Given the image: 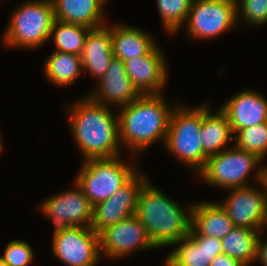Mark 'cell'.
Here are the masks:
<instances>
[{
	"instance_id": "obj_26",
	"label": "cell",
	"mask_w": 267,
	"mask_h": 266,
	"mask_svg": "<svg viewBox=\"0 0 267 266\" xmlns=\"http://www.w3.org/2000/svg\"><path fill=\"white\" fill-rule=\"evenodd\" d=\"M193 0H157L163 28L174 35L185 24ZM181 27V28H180Z\"/></svg>"
},
{
	"instance_id": "obj_33",
	"label": "cell",
	"mask_w": 267,
	"mask_h": 266,
	"mask_svg": "<svg viewBox=\"0 0 267 266\" xmlns=\"http://www.w3.org/2000/svg\"><path fill=\"white\" fill-rule=\"evenodd\" d=\"M0 266H8V265L0 258Z\"/></svg>"
},
{
	"instance_id": "obj_12",
	"label": "cell",
	"mask_w": 267,
	"mask_h": 266,
	"mask_svg": "<svg viewBox=\"0 0 267 266\" xmlns=\"http://www.w3.org/2000/svg\"><path fill=\"white\" fill-rule=\"evenodd\" d=\"M137 172L110 198L93 206L91 229L99 234L106 227L135 215L139 192L147 177Z\"/></svg>"
},
{
	"instance_id": "obj_9",
	"label": "cell",
	"mask_w": 267,
	"mask_h": 266,
	"mask_svg": "<svg viewBox=\"0 0 267 266\" xmlns=\"http://www.w3.org/2000/svg\"><path fill=\"white\" fill-rule=\"evenodd\" d=\"M74 189L52 195L37 207L46 217L52 219L55 225L53 236L70 227L92 225L93 205L76 182Z\"/></svg>"
},
{
	"instance_id": "obj_4",
	"label": "cell",
	"mask_w": 267,
	"mask_h": 266,
	"mask_svg": "<svg viewBox=\"0 0 267 266\" xmlns=\"http://www.w3.org/2000/svg\"><path fill=\"white\" fill-rule=\"evenodd\" d=\"M203 123V104L195 108L179 104L173 108L164 147L174 157L198 174L208 159L203 152L200 133Z\"/></svg>"
},
{
	"instance_id": "obj_30",
	"label": "cell",
	"mask_w": 267,
	"mask_h": 266,
	"mask_svg": "<svg viewBox=\"0 0 267 266\" xmlns=\"http://www.w3.org/2000/svg\"><path fill=\"white\" fill-rule=\"evenodd\" d=\"M210 266H246L238 259L232 258L225 253L216 256L211 262Z\"/></svg>"
},
{
	"instance_id": "obj_20",
	"label": "cell",
	"mask_w": 267,
	"mask_h": 266,
	"mask_svg": "<svg viewBox=\"0 0 267 266\" xmlns=\"http://www.w3.org/2000/svg\"><path fill=\"white\" fill-rule=\"evenodd\" d=\"M55 19L91 29L104 26V0H51Z\"/></svg>"
},
{
	"instance_id": "obj_17",
	"label": "cell",
	"mask_w": 267,
	"mask_h": 266,
	"mask_svg": "<svg viewBox=\"0 0 267 266\" xmlns=\"http://www.w3.org/2000/svg\"><path fill=\"white\" fill-rule=\"evenodd\" d=\"M173 245L177 247L166 256L163 266H210L223 253L221 239L215 237L188 234Z\"/></svg>"
},
{
	"instance_id": "obj_13",
	"label": "cell",
	"mask_w": 267,
	"mask_h": 266,
	"mask_svg": "<svg viewBox=\"0 0 267 266\" xmlns=\"http://www.w3.org/2000/svg\"><path fill=\"white\" fill-rule=\"evenodd\" d=\"M99 243L100 254L111 259L122 258L138 249H156L145 227L135 215L102 230L99 233Z\"/></svg>"
},
{
	"instance_id": "obj_3",
	"label": "cell",
	"mask_w": 267,
	"mask_h": 266,
	"mask_svg": "<svg viewBox=\"0 0 267 266\" xmlns=\"http://www.w3.org/2000/svg\"><path fill=\"white\" fill-rule=\"evenodd\" d=\"M192 207L185 211L147 180L139 192L135 216L156 248L168 247L190 233Z\"/></svg>"
},
{
	"instance_id": "obj_19",
	"label": "cell",
	"mask_w": 267,
	"mask_h": 266,
	"mask_svg": "<svg viewBox=\"0 0 267 266\" xmlns=\"http://www.w3.org/2000/svg\"><path fill=\"white\" fill-rule=\"evenodd\" d=\"M235 228L233 221L219 203L199 202L191 212V236H208L222 239Z\"/></svg>"
},
{
	"instance_id": "obj_7",
	"label": "cell",
	"mask_w": 267,
	"mask_h": 266,
	"mask_svg": "<svg viewBox=\"0 0 267 266\" xmlns=\"http://www.w3.org/2000/svg\"><path fill=\"white\" fill-rule=\"evenodd\" d=\"M125 162L120 156L84 160L75 182L93 206L110 198L138 172L133 162Z\"/></svg>"
},
{
	"instance_id": "obj_32",
	"label": "cell",
	"mask_w": 267,
	"mask_h": 266,
	"mask_svg": "<svg viewBox=\"0 0 267 266\" xmlns=\"http://www.w3.org/2000/svg\"><path fill=\"white\" fill-rule=\"evenodd\" d=\"M266 228H267V211H266V218H265V223H264L262 232H264V229H266Z\"/></svg>"
},
{
	"instance_id": "obj_31",
	"label": "cell",
	"mask_w": 267,
	"mask_h": 266,
	"mask_svg": "<svg viewBox=\"0 0 267 266\" xmlns=\"http://www.w3.org/2000/svg\"><path fill=\"white\" fill-rule=\"evenodd\" d=\"M263 232L261 233L259 240H258V249H257V256L256 260L263 266H267V239L262 240Z\"/></svg>"
},
{
	"instance_id": "obj_28",
	"label": "cell",
	"mask_w": 267,
	"mask_h": 266,
	"mask_svg": "<svg viewBox=\"0 0 267 266\" xmlns=\"http://www.w3.org/2000/svg\"><path fill=\"white\" fill-rule=\"evenodd\" d=\"M236 11L237 23L241 20L238 19L240 16L248 25L260 26L267 23V0H236Z\"/></svg>"
},
{
	"instance_id": "obj_24",
	"label": "cell",
	"mask_w": 267,
	"mask_h": 266,
	"mask_svg": "<svg viewBox=\"0 0 267 266\" xmlns=\"http://www.w3.org/2000/svg\"><path fill=\"white\" fill-rule=\"evenodd\" d=\"M83 72L80 55L54 51L44 64V73L50 83L63 87L73 85Z\"/></svg>"
},
{
	"instance_id": "obj_23",
	"label": "cell",
	"mask_w": 267,
	"mask_h": 266,
	"mask_svg": "<svg viewBox=\"0 0 267 266\" xmlns=\"http://www.w3.org/2000/svg\"><path fill=\"white\" fill-rule=\"evenodd\" d=\"M261 233L259 230L235 227L221 239L222 251L246 266H250L256 262L258 240Z\"/></svg>"
},
{
	"instance_id": "obj_34",
	"label": "cell",
	"mask_w": 267,
	"mask_h": 266,
	"mask_svg": "<svg viewBox=\"0 0 267 266\" xmlns=\"http://www.w3.org/2000/svg\"><path fill=\"white\" fill-rule=\"evenodd\" d=\"M0 137H1V135H0ZM1 149H2V141H1V138H0V151H1Z\"/></svg>"
},
{
	"instance_id": "obj_29",
	"label": "cell",
	"mask_w": 267,
	"mask_h": 266,
	"mask_svg": "<svg viewBox=\"0 0 267 266\" xmlns=\"http://www.w3.org/2000/svg\"><path fill=\"white\" fill-rule=\"evenodd\" d=\"M0 258L8 266H28L34 258L31 246L22 240H12L4 249V255Z\"/></svg>"
},
{
	"instance_id": "obj_21",
	"label": "cell",
	"mask_w": 267,
	"mask_h": 266,
	"mask_svg": "<svg viewBox=\"0 0 267 266\" xmlns=\"http://www.w3.org/2000/svg\"><path fill=\"white\" fill-rule=\"evenodd\" d=\"M109 28L114 57L123 62L136 56L146 55L157 44L148 32L134 26L118 23Z\"/></svg>"
},
{
	"instance_id": "obj_15",
	"label": "cell",
	"mask_w": 267,
	"mask_h": 266,
	"mask_svg": "<svg viewBox=\"0 0 267 266\" xmlns=\"http://www.w3.org/2000/svg\"><path fill=\"white\" fill-rule=\"evenodd\" d=\"M141 94L129 79L125 64L113 57L104 76L99 80L97 90L89 93V97L105 106H126L136 100Z\"/></svg>"
},
{
	"instance_id": "obj_16",
	"label": "cell",
	"mask_w": 267,
	"mask_h": 266,
	"mask_svg": "<svg viewBox=\"0 0 267 266\" xmlns=\"http://www.w3.org/2000/svg\"><path fill=\"white\" fill-rule=\"evenodd\" d=\"M220 109L226 114L233 134L240 129L267 122V99L254 90L240 91Z\"/></svg>"
},
{
	"instance_id": "obj_1",
	"label": "cell",
	"mask_w": 267,
	"mask_h": 266,
	"mask_svg": "<svg viewBox=\"0 0 267 266\" xmlns=\"http://www.w3.org/2000/svg\"><path fill=\"white\" fill-rule=\"evenodd\" d=\"M77 102L67 106V116L83 160L119 157L122 146L117 112L114 114L111 107L95 102L88 95Z\"/></svg>"
},
{
	"instance_id": "obj_27",
	"label": "cell",
	"mask_w": 267,
	"mask_h": 266,
	"mask_svg": "<svg viewBox=\"0 0 267 266\" xmlns=\"http://www.w3.org/2000/svg\"><path fill=\"white\" fill-rule=\"evenodd\" d=\"M233 139L237 148L255 154L263 160L267 154V122L240 129Z\"/></svg>"
},
{
	"instance_id": "obj_11",
	"label": "cell",
	"mask_w": 267,
	"mask_h": 266,
	"mask_svg": "<svg viewBox=\"0 0 267 266\" xmlns=\"http://www.w3.org/2000/svg\"><path fill=\"white\" fill-rule=\"evenodd\" d=\"M54 256L68 266H96L100 254L99 234L91 227H70L53 236Z\"/></svg>"
},
{
	"instance_id": "obj_14",
	"label": "cell",
	"mask_w": 267,
	"mask_h": 266,
	"mask_svg": "<svg viewBox=\"0 0 267 266\" xmlns=\"http://www.w3.org/2000/svg\"><path fill=\"white\" fill-rule=\"evenodd\" d=\"M165 56L156 44L146 55L124 61L127 75L141 95L161 94L167 82Z\"/></svg>"
},
{
	"instance_id": "obj_10",
	"label": "cell",
	"mask_w": 267,
	"mask_h": 266,
	"mask_svg": "<svg viewBox=\"0 0 267 266\" xmlns=\"http://www.w3.org/2000/svg\"><path fill=\"white\" fill-rule=\"evenodd\" d=\"M261 189L251 186L232 188L228 197L219 202L235 227L262 232L267 211V179L259 183Z\"/></svg>"
},
{
	"instance_id": "obj_18",
	"label": "cell",
	"mask_w": 267,
	"mask_h": 266,
	"mask_svg": "<svg viewBox=\"0 0 267 266\" xmlns=\"http://www.w3.org/2000/svg\"><path fill=\"white\" fill-rule=\"evenodd\" d=\"M80 57L83 71L87 70L99 81L114 57L109 26L104 25L89 31Z\"/></svg>"
},
{
	"instance_id": "obj_8",
	"label": "cell",
	"mask_w": 267,
	"mask_h": 266,
	"mask_svg": "<svg viewBox=\"0 0 267 266\" xmlns=\"http://www.w3.org/2000/svg\"><path fill=\"white\" fill-rule=\"evenodd\" d=\"M236 0H193L185 21L189 37L211 39L236 26Z\"/></svg>"
},
{
	"instance_id": "obj_6",
	"label": "cell",
	"mask_w": 267,
	"mask_h": 266,
	"mask_svg": "<svg viewBox=\"0 0 267 266\" xmlns=\"http://www.w3.org/2000/svg\"><path fill=\"white\" fill-rule=\"evenodd\" d=\"M262 160L255 154L237 148L225 149L208 157L205 166L198 173L200 179L211 186L229 190L250 186L249 174L255 171V180L260 183L267 179V166L260 167ZM259 166V167H258ZM258 167V168H257ZM254 170V171H253Z\"/></svg>"
},
{
	"instance_id": "obj_25",
	"label": "cell",
	"mask_w": 267,
	"mask_h": 266,
	"mask_svg": "<svg viewBox=\"0 0 267 266\" xmlns=\"http://www.w3.org/2000/svg\"><path fill=\"white\" fill-rule=\"evenodd\" d=\"M91 28L65 23L55 20L51 33L50 39L56 44L57 52H66L74 55H81L86 36Z\"/></svg>"
},
{
	"instance_id": "obj_22",
	"label": "cell",
	"mask_w": 267,
	"mask_h": 266,
	"mask_svg": "<svg viewBox=\"0 0 267 266\" xmlns=\"http://www.w3.org/2000/svg\"><path fill=\"white\" fill-rule=\"evenodd\" d=\"M232 135L226 114L220 108L213 114L208 104H203V123L199 137L203 152L210 157L227 149L226 145L234 137Z\"/></svg>"
},
{
	"instance_id": "obj_5",
	"label": "cell",
	"mask_w": 267,
	"mask_h": 266,
	"mask_svg": "<svg viewBox=\"0 0 267 266\" xmlns=\"http://www.w3.org/2000/svg\"><path fill=\"white\" fill-rule=\"evenodd\" d=\"M12 13L7 29L4 30L5 46L38 49L50 40L56 20L51 0L27 1Z\"/></svg>"
},
{
	"instance_id": "obj_2",
	"label": "cell",
	"mask_w": 267,
	"mask_h": 266,
	"mask_svg": "<svg viewBox=\"0 0 267 266\" xmlns=\"http://www.w3.org/2000/svg\"><path fill=\"white\" fill-rule=\"evenodd\" d=\"M161 94L140 95L118 112L120 144L139 155L154 142L165 144L171 112ZM159 140V141H158Z\"/></svg>"
}]
</instances>
